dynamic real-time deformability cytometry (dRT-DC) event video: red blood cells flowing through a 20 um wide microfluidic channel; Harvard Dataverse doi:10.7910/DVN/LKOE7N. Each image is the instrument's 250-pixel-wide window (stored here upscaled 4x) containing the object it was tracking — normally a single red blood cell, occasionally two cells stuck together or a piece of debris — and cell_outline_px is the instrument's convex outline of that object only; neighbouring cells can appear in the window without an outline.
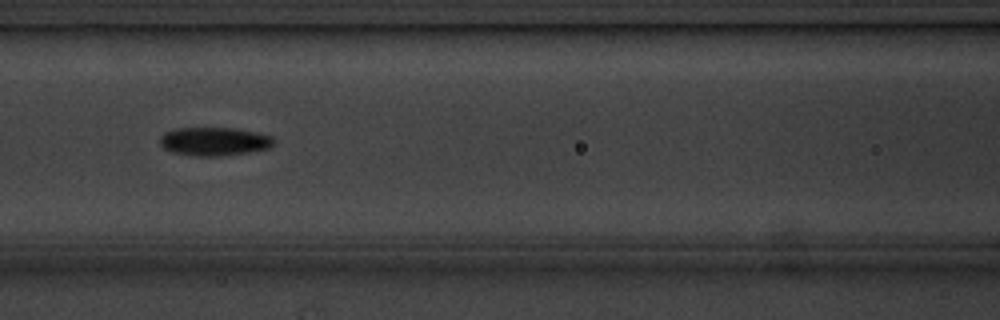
{"species": "common noctule bat (a hibernating species)", "species_latin": "Nyctalus noctula", "temperature_condition": "cold", "stored_images_in_passage": 9, "camera_frame_rate_fps": 3000, "um_per_image_px": 0.085, "animal": {"sex": "male", "body_mass_g": 20.1, "forearm_length_mm": 53.5}, "frame": {"image": 1, "passage_image": 6, "time_ms": 5.667, "image_size_px": [1000, 320], "cell_outline_px": [[272, 144], [268, 148], [248, 152], [220, 156], [192, 156], [172, 152], [164, 148], [160, 144], [160, 136], [164, 132], [176, 128], [232, 128], [256, 132], [272, 136]], "centroid_in_image_um": [18.15, 12.02], "position_along_channel_um": 148.4, "area_um2": 18.79}}